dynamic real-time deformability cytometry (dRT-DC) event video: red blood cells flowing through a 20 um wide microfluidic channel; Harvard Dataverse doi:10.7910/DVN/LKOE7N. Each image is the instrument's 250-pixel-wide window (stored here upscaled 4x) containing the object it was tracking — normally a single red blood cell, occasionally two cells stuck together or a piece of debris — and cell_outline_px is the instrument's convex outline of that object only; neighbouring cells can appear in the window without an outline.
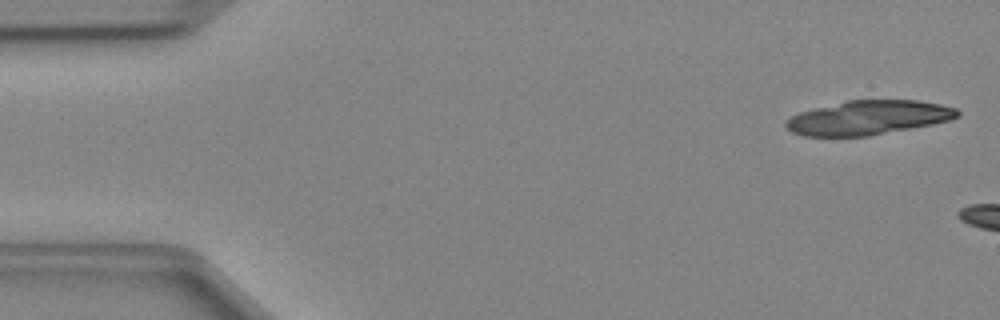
{"species": "Egyptian fruit bat (a non-hibernating species)", "species_latin": "Rousettus aegyptiacus", "temperature_condition": "cold", "stored_images_in_passage": 5, "camera_frame_rate_fps": 3000, "um_per_image_px": 0.085, "animal": {"sex": "female"}, "frame": {"image": 1, "passage_image": 1, "time_ms": 0.0, "image_size_px": [1000, 320], "cell_outline_px": [[960, 116], [952, 120], [912, 128], [868, 136], [804, 136], [792, 132], [784, 124], [784, 120], [800, 112], [848, 100], [916, 100], [940, 104], [956, 108], [960, 112]], "centroid_in_image_um": [73.83, 10.0], "position_along_channel_um": 11.2, "area_um2": 34.1}}